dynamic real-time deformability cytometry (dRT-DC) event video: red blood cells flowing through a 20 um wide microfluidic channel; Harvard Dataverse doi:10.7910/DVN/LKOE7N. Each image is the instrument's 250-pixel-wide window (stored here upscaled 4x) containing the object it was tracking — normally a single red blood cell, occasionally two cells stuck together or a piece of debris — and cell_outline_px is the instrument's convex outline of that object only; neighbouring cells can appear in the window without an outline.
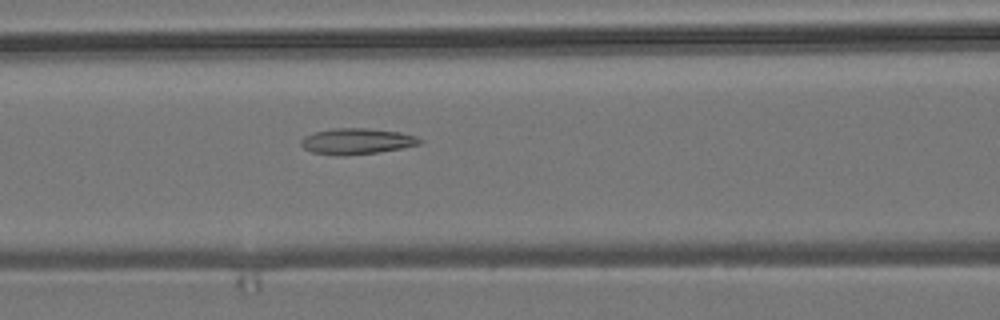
{"species": "common noctule bat (a hibernating species)", "species_latin": "Nyctalus noctula", "temperature_condition": "room temperature", "stored_images_in_passage": 29, "camera_frame_rate_fps": 3000, "um_per_image_px": 0.085, "animal": {"sex": "male", "body_mass_g": 19.2, "forearm_length_mm": 51.8}, "frame": {"image": 1, "passage_image": 8, "time_ms": 2.333, "image_size_px": [1000, 320], "cell_outline_px": [[424, 140], [420, 144], [400, 148], [376, 152], [344, 156], [336, 156], [312, 152], [304, 148], [300, 144], [300, 140], [304, 136], [316, 132], [332, 128], [364, 128], [400, 132], [416, 136]], "centroid_in_image_um": [30.3, 12.01], "position_along_channel_um": 136.3, "area_um2": 17.92}}
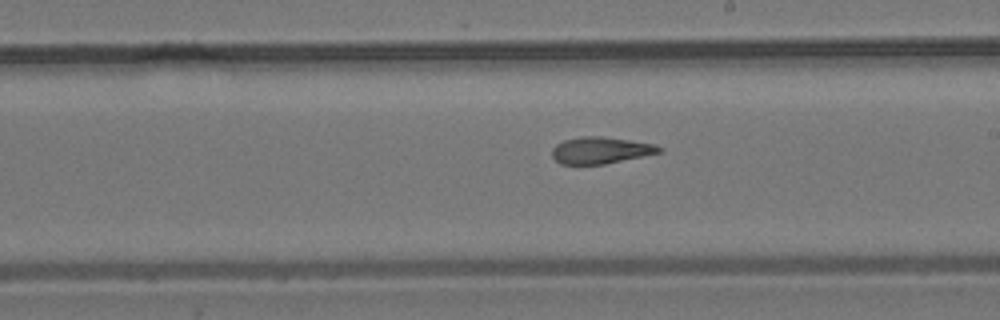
{"frame": {"image": 2, "passage_image": 16, "time_ms": 5.0, "image_size_px": [1000, 320], "cell_outline_px": [[664, 152], [604, 164], [560, 164], [552, 156], [552, 148], [556, 144], [564, 140], [580, 136], [600, 136], [656, 144], [664, 148]], "centroid_in_image_um": [51.08, 12.77], "position_along_channel_um": 237.9, "area_um2": 16.76}}
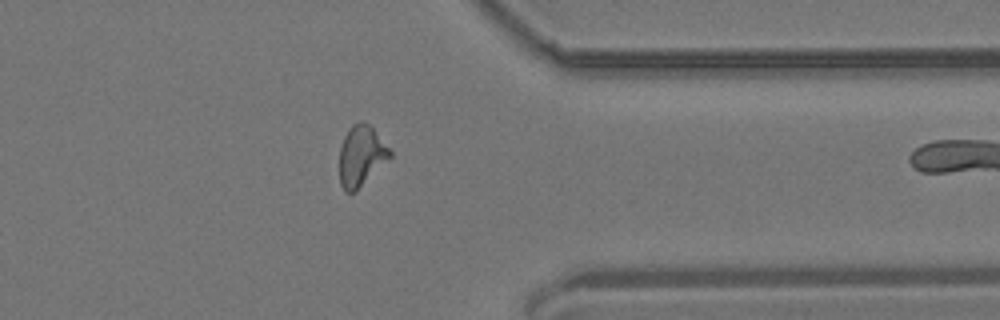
{"frame": {"image": 3, "passage_image": 28, "time_ms": 9.0, "image_size_px": [1000, 320], "cell_outline_px": [[392, 156], [356, 192], [344, 192], [340, 184], [340, 148], [344, 136], [348, 128], [352, 124], [360, 120], [364, 120], [372, 128], [392, 152]], "centroid_in_image_um": [30.69, 13.25], "position_along_channel_um": 380.7, "area_um2": 17.86}}